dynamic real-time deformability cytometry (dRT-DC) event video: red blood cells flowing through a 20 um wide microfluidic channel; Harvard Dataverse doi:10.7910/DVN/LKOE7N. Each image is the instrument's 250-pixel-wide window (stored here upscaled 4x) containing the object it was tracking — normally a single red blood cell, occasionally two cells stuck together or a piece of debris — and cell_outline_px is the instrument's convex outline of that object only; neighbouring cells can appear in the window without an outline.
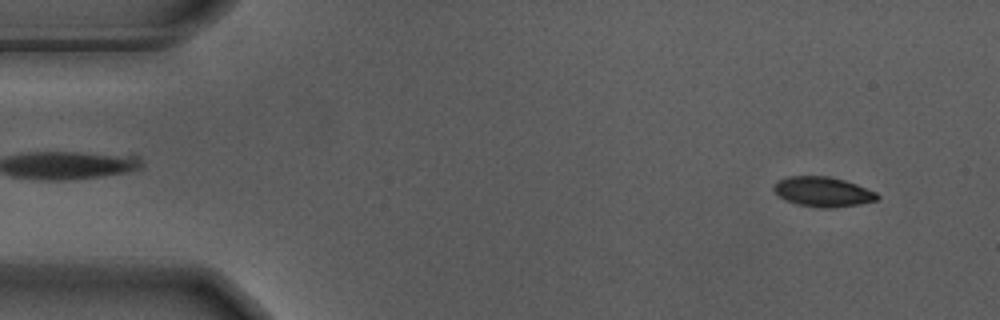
{"species": "Egyptian fruit bat (a non-hibernating species)", "species_latin": "Rousettus aegyptiacus", "temperature_condition": "warm", "stored_images_in_passage": 48, "camera_frame_rate_fps": 3000, "um_per_image_px": 0.085, "animal": {"sex": "male"}, "frame": {"image": 1, "passage_image": 4, "time_ms": 1.0, "image_size_px": [1000, 320], "cell_outline_px": [[880, 196], [876, 200], [860, 204], [828, 208], [824, 208], [800, 204], [788, 200], [780, 196], [772, 188], [776, 180], [788, 176], [828, 176], [844, 180], [856, 184], [876, 192]], "centroid_in_image_um": [69.94, 16.28], "position_along_channel_um": 15.1, "area_um2": 17.74}}
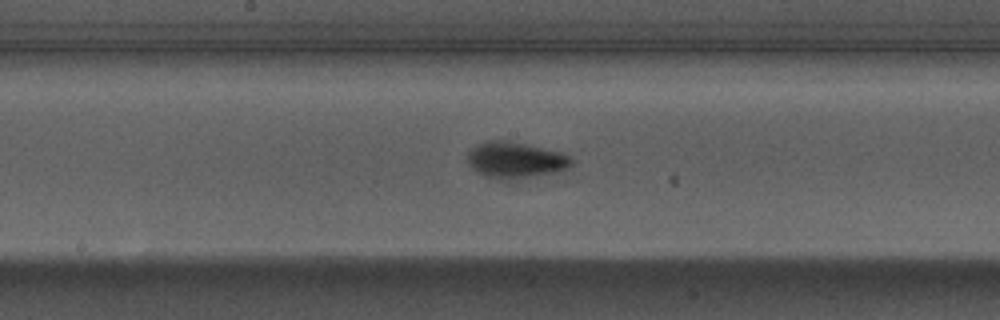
{"frame": {"image": 2, "passage_image": 28, "time_ms": 9.0, "image_size_px": [1000, 320], "cell_outline_px": [[572, 164], [568, 168], [552, 172], [508, 180], [500, 180], [484, 176], [476, 172], [472, 168], [468, 160], [468, 152], [476, 144], [484, 140], [508, 140], [560, 152], [568, 156], [572, 160]], "centroid_in_image_um": [43.74, 13.59], "position_along_channel_um": 204.5, "area_um2": 21.73}}
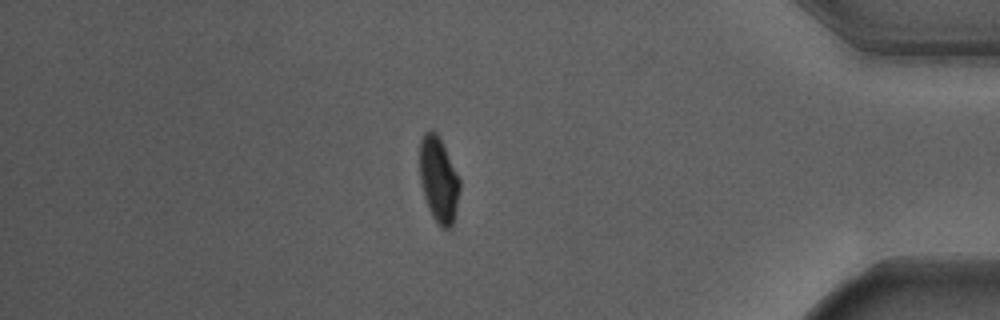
{"frame": {"image": 3, "passage_image": 47, "time_ms": 15.333, "image_size_px": [1000, 320], "cell_outline_px": [[460, 188], [456, 208], [452, 224], [448, 228], [440, 228], [432, 216], [428, 208], [424, 196], [420, 180], [420, 140], [424, 132], [432, 128], [436, 132], [460, 180]], "centroid_in_image_um": [37.26, 15.27], "position_along_channel_um": 397.9, "area_um2": 19.65}}